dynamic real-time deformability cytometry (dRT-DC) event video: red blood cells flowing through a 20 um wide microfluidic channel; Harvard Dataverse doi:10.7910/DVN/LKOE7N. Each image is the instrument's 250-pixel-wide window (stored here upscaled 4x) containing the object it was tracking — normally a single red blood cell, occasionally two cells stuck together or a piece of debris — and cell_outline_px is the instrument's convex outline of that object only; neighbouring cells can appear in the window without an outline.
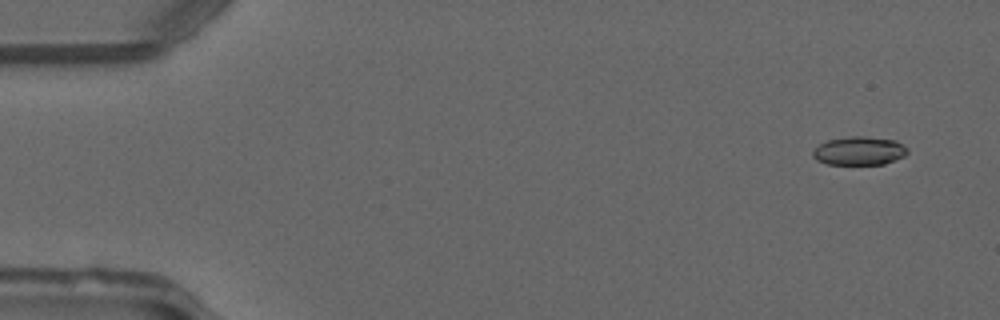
{"species": "common noctule bat (a hibernating species)", "species_latin": "Nyctalus noctula", "temperature_condition": "warm", "stored_images_in_passage": 22, "camera_frame_rate_fps": 3000, "um_per_image_px": 0.085, "animal": {"sex": "male", "forearm_length_mm": 52.5}, "frame": {"image": 1, "passage_image": 3, "time_ms": 0.667, "image_size_px": [1000, 320], "cell_outline_px": [[908, 152], [904, 156], [884, 164], [828, 164], [816, 160], [812, 156], [812, 152], [820, 144], [828, 140], [848, 136], [864, 136], [896, 140], [908, 148]], "centroid_in_image_um": [73.04, 12.82], "position_along_channel_um": 12.0, "area_um2": 15.72}}